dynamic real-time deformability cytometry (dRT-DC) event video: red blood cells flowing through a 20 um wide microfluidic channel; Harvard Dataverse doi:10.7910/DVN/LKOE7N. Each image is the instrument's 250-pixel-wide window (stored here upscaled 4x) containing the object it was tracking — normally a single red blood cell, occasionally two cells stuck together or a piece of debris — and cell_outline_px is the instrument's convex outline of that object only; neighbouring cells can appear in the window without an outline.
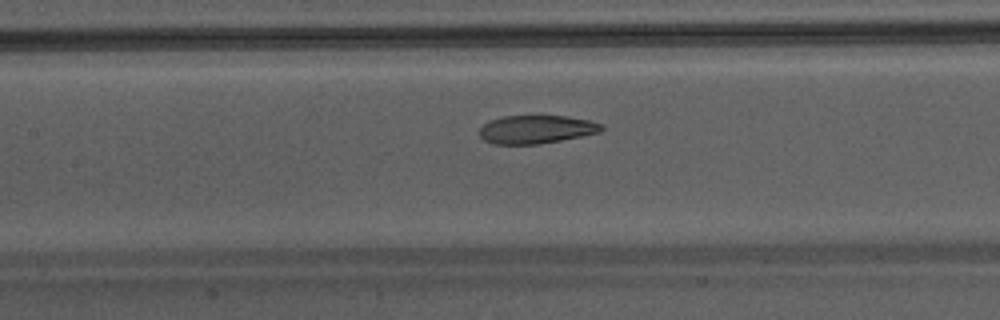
{"species": "Egyptian fruit bat (a non-hibernating species)", "species_latin": "Rousettus aegyptiacus", "temperature_condition": "warm", "stored_images_in_passage": 29, "camera_frame_rate_fps": 3000, "um_per_image_px": 0.085, "animal": {"sex": "male"}, "frame": {"image": 1, "passage_image": 7, "time_ms": 2.0, "image_size_px": [1000, 320], "cell_outline_px": [[604, 128], [600, 132], [560, 140], [536, 144], [492, 144], [484, 140], [480, 136], [480, 128], [484, 124], [492, 120], [504, 116], [568, 116], [588, 120], [604, 124]], "centroid_in_image_um": [45.59, 10.99], "position_along_channel_um": 161.8, "area_um2": 19.94}}
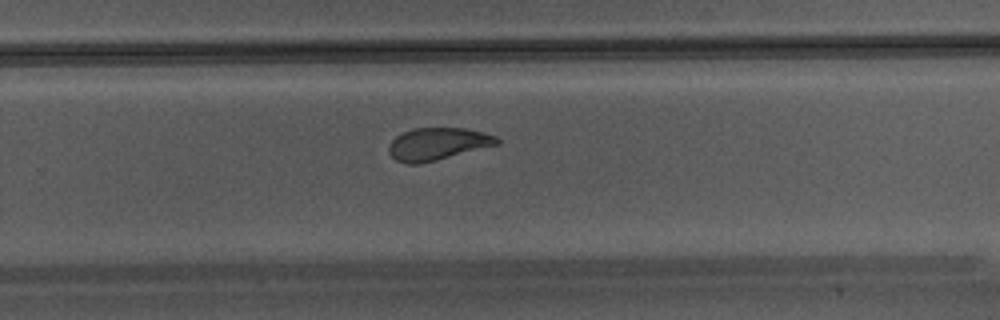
{"frame": {"image": 2, "passage_image": 16, "time_ms": 5.0, "image_size_px": [1000, 320], "cell_outline_px": [[500, 144], [420, 164], [408, 164], [396, 160], [388, 152], [388, 148], [392, 140], [396, 136], [412, 128], [464, 128], [496, 136], [500, 140]], "centroid_in_image_um": [37.19, 12.24], "position_along_channel_um": 292.6, "area_um2": 20.29}}
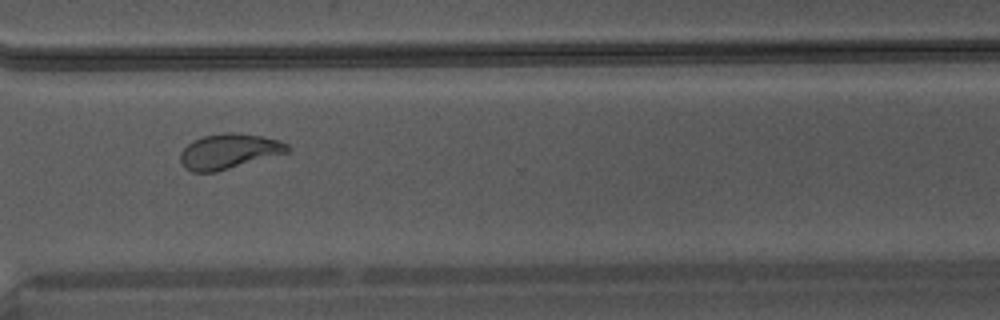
{"frame": {"image": 3, "passage_image": 20, "time_ms": 6.333, "image_size_px": [1000, 320], "cell_outline_px": [[288, 152], [216, 172], [192, 172], [184, 168], [180, 160], [180, 152], [192, 140], [204, 136], [224, 132], [236, 132], [260, 136], [280, 140], [288, 144]], "centroid_in_image_um": [19.42, 12.86], "position_along_channel_um": 351.2, "area_um2": 21.85}}